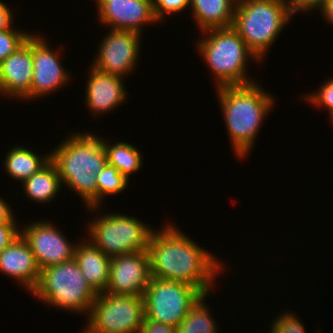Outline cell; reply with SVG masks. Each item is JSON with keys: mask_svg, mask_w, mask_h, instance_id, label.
Returning <instances> with one entry per match:
<instances>
[{"mask_svg": "<svg viewBox=\"0 0 333 333\" xmlns=\"http://www.w3.org/2000/svg\"><path fill=\"white\" fill-rule=\"evenodd\" d=\"M99 21L113 30L141 33L143 24L157 22L152 0H95Z\"/></svg>", "mask_w": 333, "mask_h": 333, "instance_id": "5bb4252c", "label": "cell"}, {"mask_svg": "<svg viewBox=\"0 0 333 333\" xmlns=\"http://www.w3.org/2000/svg\"><path fill=\"white\" fill-rule=\"evenodd\" d=\"M139 333H177L173 326L156 323L144 317Z\"/></svg>", "mask_w": 333, "mask_h": 333, "instance_id": "4dcf8cb0", "label": "cell"}, {"mask_svg": "<svg viewBox=\"0 0 333 333\" xmlns=\"http://www.w3.org/2000/svg\"><path fill=\"white\" fill-rule=\"evenodd\" d=\"M17 228L16 223L0 224V252L20 234L21 227Z\"/></svg>", "mask_w": 333, "mask_h": 333, "instance_id": "f546056e", "label": "cell"}, {"mask_svg": "<svg viewBox=\"0 0 333 333\" xmlns=\"http://www.w3.org/2000/svg\"><path fill=\"white\" fill-rule=\"evenodd\" d=\"M202 294L187 283L151 277L143 294L145 318L176 328Z\"/></svg>", "mask_w": 333, "mask_h": 333, "instance_id": "9c48e42d", "label": "cell"}, {"mask_svg": "<svg viewBox=\"0 0 333 333\" xmlns=\"http://www.w3.org/2000/svg\"><path fill=\"white\" fill-rule=\"evenodd\" d=\"M145 317L143 296L101 293L91 305L84 333H139Z\"/></svg>", "mask_w": 333, "mask_h": 333, "instance_id": "ba28073f", "label": "cell"}, {"mask_svg": "<svg viewBox=\"0 0 333 333\" xmlns=\"http://www.w3.org/2000/svg\"><path fill=\"white\" fill-rule=\"evenodd\" d=\"M140 35L137 32L111 29L100 44L92 66L109 75L122 78L129 75L137 65L136 59L141 48Z\"/></svg>", "mask_w": 333, "mask_h": 333, "instance_id": "30bf717a", "label": "cell"}, {"mask_svg": "<svg viewBox=\"0 0 333 333\" xmlns=\"http://www.w3.org/2000/svg\"><path fill=\"white\" fill-rule=\"evenodd\" d=\"M4 161V169L11 179L23 182L46 166L51 161V154L39 157L24 146H16L9 150Z\"/></svg>", "mask_w": 333, "mask_h": 333, "instance_id": "ffe728a7", "label": "cell"}, {"mask_svg": "<svg viewBox=\"0 0 333 333\" xmlns=\"http://www.w3.org/2000/svg\"><path fill=\"white\" fill-rule=\"evenodd\" d=\"M40 270L74 258L76 244H71L51 223L34 222L20 230Z\"/></svg>", "mask_w": 333, "mask_h": 333, "instance_id": "7c38bea8", "label": "cell"}, {"mask_svg": "<svg viewBox=\"0 0 333 333\" xmlns=\"http://www.w3.org/2000/svg\"><path fill=\"white\" fill-rule=\"evenodd\" d=\"M74 259L79 265L88 284L97 293L106 291L109 282L110 257L90 241L78 243L75 247Z\"/></svg>", "mask_w": 333, "mask_h": 333, "instance_id": "ac0fdd59", "label": "cell"}, {"mask_svg": "<svg viewBox=\"0 0 333 333\" xmlns=\"http://www.w3.org/2000/svg\"><path fill=\"white\" fill-rule=\"evenodd\" d=\"M90 223L88 241L110 258L148 250L153 229L133 216L111 213Z\"/></svg>", "mask_w": 333, "mask_h": 333, "instance_id": "52a82bcc", "label": "cell"}, {"mask_svg": "<svg viewBox=\"0 0 333 333\" xmlns=\"http://www.w3.org/2000/svg\"><path fill=\"white\" fill-rule=\"evenodd\" d=\"M150 279L148 251L118 255L110 259L109 282L104 293L143 296Z\"/></svg>", "mask_w": 333, "mask_h": 333, "instance_id": "8fae6325", "label": "cell"}, {"mask_svg": "<svg viewBox=\"0 0 333 333\" xmlns=\"http://www.w3.org/2000/svg\"><path fill=\"white\" fill-rule=\"evenodd\" d=\"M86 86V105L94 115L112 111L126 99L123 78L101 72L92 66Z\"/></svg>", "mask_w": 333, "mask_h": 333, "instance_id": "e0dca14e", "label": "cell"}, {"mask_svg": "<svg viewBox=\"0 0 333 333\" xmlns=\"http://www.w3.org/2000/svg\"><path fill=\"white\" fill-rule=\"evenodd\" d=\"M11 207L8 203L0 197V224L3 223H16L14 216L12 215Z\"/></svg>", "mask_w": 333, "mask_h": 333, "instance_id": "d6a6232c", "label": "cell"}, {"mask_svg": "<svg viewBox=\"0 0 333 333\" xmlns=\"http://www.w3.org/2000/svg\"><path fill=\"white\" fill-rule=\"evenodd\" d=\"M237 0H189L194 21L202 31L232 27Z\"/></svg>", "mask_w": 333, "mask_h": 333, "instance_id": "d6986e66", "label": "cell"}, {"mask_svg": "<svg viewBox=\"0 0 333 333\" xmlns=\"http://www.w3.org/2000/svg\"><path fill=\"white\" fill-rule=\"evenodd\" d=\"M289 13L293 16L295 12L307 11L312 9H320L322 0H281Z\"/></svg>", "mask_w": 333, "mask_h": 333, "instance_id": "f1b7e54d", "label": "cell"}, {"mask_svg": "<svg viewBox=\"0 0 333 333\" xmlns=\"http://www.w3.org/2000/svg\"><path fill=\"white\" fill-rule=\"evenodd\" d=\"M31 292L49 305L74 313L83 312L87 316L98 295L88 284L74 258L41 269L38 283Z\"/></svg>", "mask_w": 333, "mask_h": 333, "instance_id": "8992f818", "label": "cell"}, {"mask_svg": "<svg viewBox=\"0 0 333 333\" xmlns=\"http://www.w3.org/2000/svg\"><path fill=\"white\" fill-rule=\"evenodd\" d=\"M32 58L33 81L30 91L23 98L46 96L69 82V75L60 64L58 54L51 51L45 40L37 34L32 35Z\"/></svg>", "mask_w": 333, "mask_h": 333, "instance_id": "4fadbf2b", "label": "cell"}, {"mask_svg": "<svg viewBox=\"0 0 333 333\" xmlns=\"http://www.w3.org/2000/svg\"><path fill=\"white\" fill-rule=\"evenodd\" d=\"M306 100H309L314 106H324L327 108L329 115L333 119V78L327 83L323 84L317 93H311L305 97Z\"/></svg>", "mask_w": 333, "mask_h": 333, "instance_id": "4316f807", "label": "cell"}, {"mask_svg": "<svg viewBox=\"0 0 333 333\" xmlns=\"http://www.w3.org/2000/svg\"><path fill=\"white\" fill-rule=\"evenodd\" d=\"M165 225L161 231H153L149 241L151 277L184 282L209 294L222 263L172 223Z\"/></svg>", "mask_w": 333, "mask_h": 333, "instance_id": "6da1fadb", "label": "cell"}, {"mask_svg": "<svg viewBox=\"0 0 333 333\" xmlns=\"http://www.w3.org/2000/svg\"><path fill=\"white\" fill-rule=\"evenodd\" d=\"M0 79V94L3 96L22 99L30 91L33 81L32 35L0 62Z\"/></svg>", "mask_w": 333, "mask_h": 333, "instance_id": "9a60e30c", "label": "cell"}, {"mask_svg": "<svg viewBox=\"0 0 333 333\" xmlns=\"http://www.w3.org/2000/svg\"><path fill=\"white\" fill-rule=\"evenodd\" d=\"M20 32L12 27L7 30L0 31V62L14 53L26 40L32 35Z\"/></svg>", "mask_w": 333, "mask_h": 333, "instance_id": "d4e9b609", "label": "cell"}, {"mask_svg": "<svg viewBox=\"0 0 333 333\" xmlns=\"http://www.w3.org/2000/svg\"><path fill=\"white\" fill-rule=\"evenodd\" d=\"M22 184L28 198L43 204L51 201L62 185L58 169L52 161L30 178L24 180Z\"/></svg>", "mask_w": 333, "mask_h": 333, "instance_id": "44dd1931", "label": "cell"}, {"mask_svg": "<svg viewBox=\"0 0 333 333\" xmlns=\"http://www.w3.org/2000/svg\"><path fill=\"white\" fill-rule=\"evenodd\" d=\"M208 294H202L191 306L188 315L176 327L177 333H217L218 327L204 303Z\"/></svg>", "mask_w": 333, "mask_h": 333, "instance_id": "603a6c76", "label": "cell"}, {"mask_svg": "<svg viewBox=\"0 0 333 333\" xmlns=\"http://www.w3.org/2000/svg\"><path fill=\"white\" fill-rule=\"evenodd\" d=\"M201 32L208 33L209 36L199 40L197 48L217 79V87L255 82L247 77L246 63L249 57L258 59L233 27L212 28Z\"/></svg>", "mask_w": 333, "mask_h": 333, "instance_id": "277c9868", "label": "cell"}, {"mask_svg": "<svg viewBox=\"0 0 333 333\" xmlns=\"http://www.w3.org/2000/svg\"><path fill=\"white\" fill-rule=\"evenodd\" d=\"M283 315V316H282ZM273 321L270 333H306L302 322L293 313H283Z\"/></svg>", "mask_w": 333, "mask_h": 333, "instance_id": "484cf974", "label": "cell"}, {"mask_svg": "<svg viewBox=\"0 0 333 333\" xmlns=\"http://www.w3.org/2000/svg\"><path fill=\"white\" fill-rule=\"evenodd\" d=\"M72 134L50 152L51 161L61 184L79 193L88 209L97 207L96 174L107 165L103 138L87 132Z\"/></svg>", "mask_w": 333, "mask_h": 333, "instance_id": "7a4b0ae2", "label": "cell"}, {"mask_svg": "<svg viewBox=\"0 0 333 333\" xmlns=\"http://www.w3.org/2000/svg\"><path fill=\"white\" fill-rule=\"evenodd\" d=\"M2 1H0V31L7 30L12 27L13 14Z\"/></svg>", "mask_w": 333, "mask_h": 333, "instance_id": "1f68e13d", "label": "cell"}, {"mask_svg": "<svg viewBox=\"0 0 333 333\" xmlns=\"http://www.w3.org/2000/svg\"><path fill=\"white\" fill-rule=\"evenodd\" d=\"M255 83L216 87L231 145L240 159L250 154L262 121L274 104L270 93Z\"/></svg>", "mask_w": 333, "mask_h": 333, "instance_id": "3957f363", "label": "cell"}, {"mask_svg": "<svg viewBox=\"0 0 333 333\" xmlns=\"http://www.w3.org/2000/svg\"><path fill=\"white\" fill-rule=\"evenodd\" d=\"M103 146L106 152L107 164L115 167L127 180L130 174L136 173L140 169L142 157L135 146L121 141L108 145L104 139Z\"/></svg>", "mask_w": 333, "mask_h": 333, "instance_id": "7402d4cb", "label": "cell"}, {"mask_svg": "<svg viewBox=\"0 0 333 333\" xmlns=\"http://www.w3.org/2000/svg\"><path fill=\"white\" fill-rule=\"evenodd\" d=\"M0 271L32 291L38 283L40 268L24 238L19 234L0 252Z\"/></svg>", "mask_w": 333, "mask_h": 333, "instance_id": "2e32d148", "label": "cell"}, {"mask_svg": "<svg viewBox=\"0 0 333 333\" xmlns=\"http://www.w3.org/2000/svg\"><path fill=\"white\" fill-rule=\"evenodd\" d=\"M156 20L159 22L166 13H177L189 7V0H152ZM160 19V20H159Z\"/></svg>", "mask_w": 333, "mask_h": 333, "instance_id": "83f0119b", "label": "cell"}, {"mask_svg": "<svg viewBox=\"0 0 333 333\" xmlns=\"http://www.w3.org/2000/svg\"><path fill=\"white\" fill-rule=\"evenodd\" d=\"M97 182V207H91L90 210H96L100 207L101 200L106 195L117 194L126 189L128 180L113 166L107 164L99 173L96 174Z\"/></svg>", "mask_w": 333, "mask_h": 333, "instance_id": "cb8c5ba5", "label": "cell"}, {"mask_svg": "<svg viewBox=\"0 0 333 333\" xmlns=\"http://www.w3.org/2000/svg\"><path fill=\"white\" fill-rule=\"evenodd\" d=\"M291 17L281 0H243L236 3L232 27L261 61Z\"/></svg>", "mask_w": 333, "mask_h": 333, "instance_id": "5b68a950", "label": "cell"}, {"mask_svg": "<svg viewBox=\"0 0 333 333\" xmlns=\"http://www.w3.org/2000/svg\"><path fill=\"white\" fill-rule=\"evenodd\" d=\"M319 10H321L323 18L325 17L326 21L333 24V0H322Z\"/></svg>", "mask_w": 333, "mask_h": 333, "instance_id": "836d02e7", "label": "cell"}]
</instances>
